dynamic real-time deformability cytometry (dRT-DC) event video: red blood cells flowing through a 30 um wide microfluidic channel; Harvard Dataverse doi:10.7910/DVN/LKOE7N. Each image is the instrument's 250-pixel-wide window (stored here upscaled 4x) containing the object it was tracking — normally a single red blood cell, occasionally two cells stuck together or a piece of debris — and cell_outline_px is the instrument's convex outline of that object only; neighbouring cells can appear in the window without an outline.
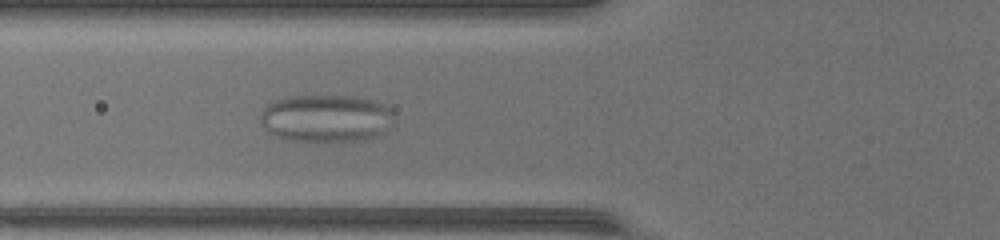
{"species": "common noctule bat (a hibernating species)", "species_latin": "Nyctalus noctula", "temperature_condition": "warm", "stored_images_in_passage": 28, "camera_frame_rate_fps": 3000, "um_per_image_px": 0.085, "animal": {"sex": "female", "body_mass_g": 17.0, "forearm_length_mm": 48.0}, "frame": {"image": 1, "passage_image": 5, "time_ms": 1.333, "image_size_px": [1000, 240], "cell_outline_px": [[392, 112], [380, 132], [376, 136], [364, 140], [336, 144], [332, 144], [288, 140], [272, 132], [260, 120], [260, 116], [264, 108], [268, 104], [276, 100], [288, 96], [352, 96], [368, 100], [380, 104], [388, 108]], "centroid_in_image_um": [27.63, 10.09], "position_along_channel_um": 98.2, "area_um2": 36.53}}